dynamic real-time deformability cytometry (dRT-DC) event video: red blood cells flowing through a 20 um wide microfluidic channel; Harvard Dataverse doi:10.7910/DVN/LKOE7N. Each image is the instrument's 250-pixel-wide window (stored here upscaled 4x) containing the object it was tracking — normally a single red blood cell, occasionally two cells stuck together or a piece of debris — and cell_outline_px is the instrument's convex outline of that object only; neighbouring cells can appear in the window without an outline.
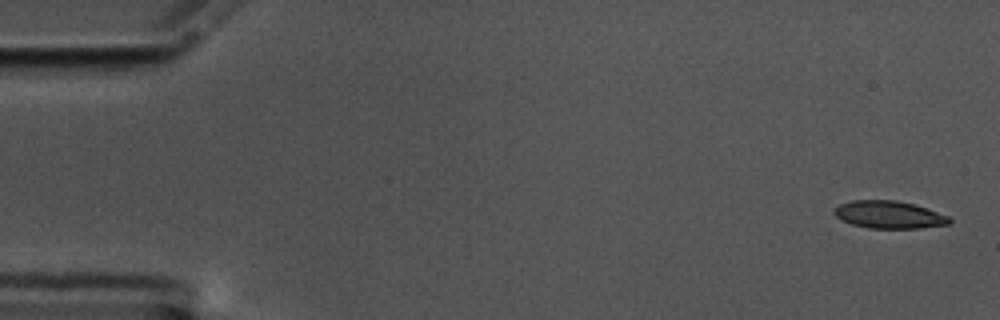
{"species": "common noctule bat (a hibernating species)", "species_latin": "Nyctalus noctula", "temperature_condition": "cold", "stored_images_in_passage": 56, "camera_frame_rate_fps": 3000, "um_per_image_px": 0.085, "animal": {"sex": "male", "body_mass_g": 17.5, "forearm_length_mm": 52.3}, "frame": {"image": 1, "passage_image": 1, "time_ms": 0.0, "image_size_px": [1000, 320], "cell_outline_px": [[952, 220], [948, 224], [920, 228], [868, 228], [852, 224], [840, 220], [832, 212], [840, 204], [852, 200], [896, 200], [912, 204], [948, 216]], "centroid_in_image_um": [75.52, 18.25], "position_along_channel_um": 9.5, "area_um2": 18.26}}
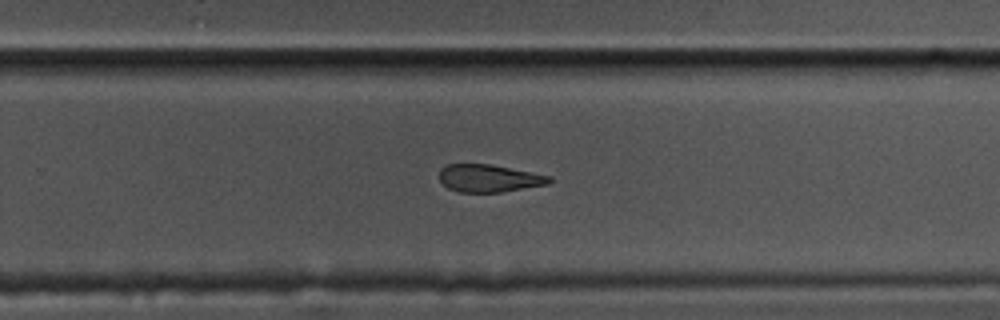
{"frame": {"image": 2, "passage_image": 36, "time_ms": 11.667, "image_size_px": [1000, 320], "cell_outline_px": [[552, 180], [548, 184], [500, 192], [460, 192], [448, 188], [440, 180], [440, 168], [448, 164], [492, 164], [552, 176]], "centroid_in_image_um": [41.58, 15.14], "position_along_channel_um": 288.2, "area_um2": 17.63}}
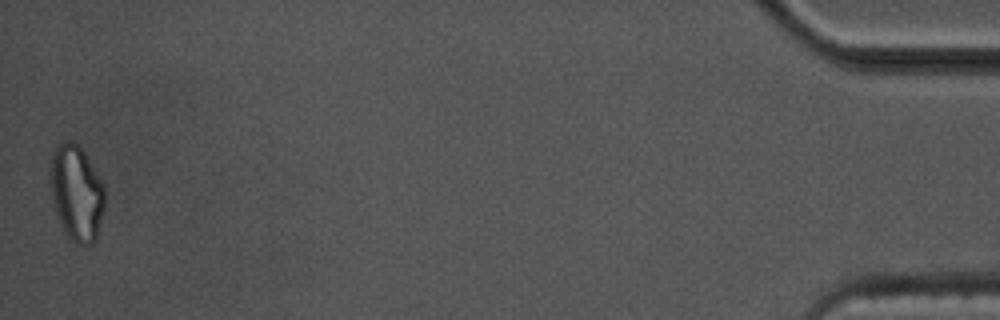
{"frame": {"image": 3, "passage_image": 56, "time_ms": 18.333, "image_size_px": [1000, 320], "cell_outline_px": [[104, 208], [96, 240], [92, 244], [84, 248], [76, 244], [64, 232], [56, 216], [52, 200], [48, 180], [48, 164], [52, 152], [56, 144], [64, 140], [72, 140], [84, 152], [104, 184]], "centroid_in_image_um": [6.45, 16.4], "position_along_channel_um": 428.7, "area_um2": 31.39}, "authors_computed_cell_mechanics": {"area_um2": 19.652, "velocity_mm_per_s": 3.5112, "shape_relaxation_time_tau1_ms": null, "shape_relaxation_time_tau2_ms": 4.8354, "deformation_change_tau1": null, "deformation_change_tau2": 0.1268}}